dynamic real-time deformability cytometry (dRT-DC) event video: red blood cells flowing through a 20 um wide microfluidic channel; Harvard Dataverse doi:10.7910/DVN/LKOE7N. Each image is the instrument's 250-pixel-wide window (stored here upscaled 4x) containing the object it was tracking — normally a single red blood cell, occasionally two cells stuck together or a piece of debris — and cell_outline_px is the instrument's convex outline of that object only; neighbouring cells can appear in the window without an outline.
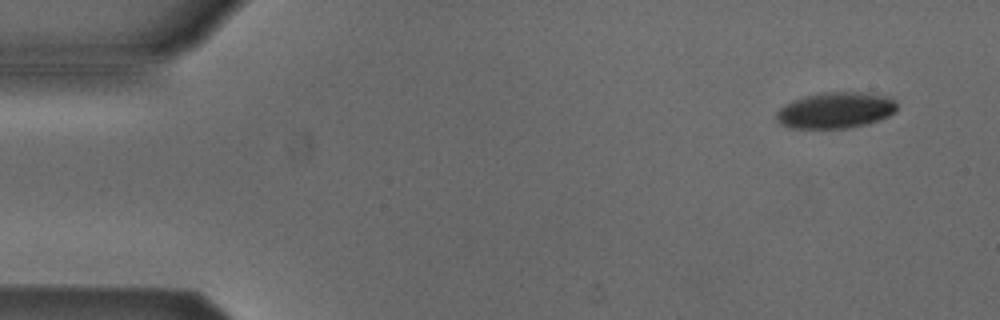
{"species": "Egyptian fruit bat (a non-hibernating species)", "species_latin": "Rousettus aegyptiacus", "temperature_condition": "cold", "stored_images_in_passage": 4, "camera_frame_rate_fps": 3000, "um_per_image_px": 0.085, "animal": {"sex": "male"}, "frame": {"image": 1, "passage_image": 1, "time_ms": 0.0, "image_size_px": [1000, 320], "cell_outline_px": [[896, 112], [888, 116], [864, 124], [848, 128], [792, 128], [780, 124], [776, 120], [776, 112], [780, 108], [792, 100], [804, 96], [820, 92], [868, 92], [892, 96], [896, 100]], "centroid_in_image_um": [71.04, 9.35], "position_along_channel_um": 14.0, "area_um2": 25.61}}
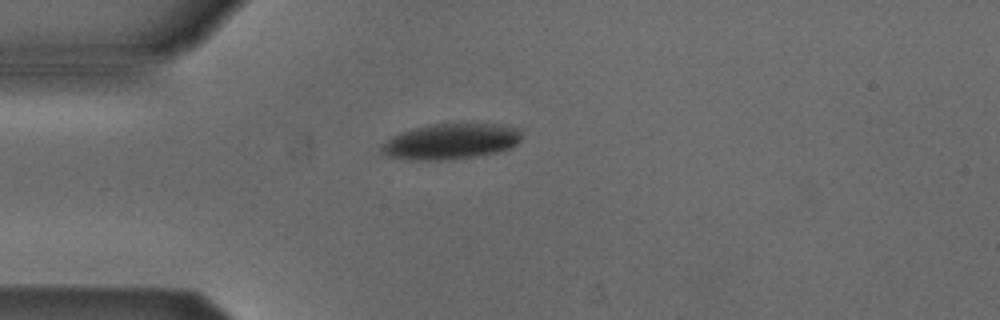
{"frame": {"image": 2, "passage_image": 3, "time_ms": 3.333, "image_size_px": [1000, 320], "cell_outline_px": [[520, 140], [512, 148], [496, 152], [476, 156], [452, 160], [408, 160], [388, 156], [380, 152], [380, 144], [392, 136], [400, 132], [428, 124], [504, 124], [520, 128]], "centroid_in_image_um": [38.29, 12.03], "position_along_channel_um": 46.7, "area_um2": 29.48}}